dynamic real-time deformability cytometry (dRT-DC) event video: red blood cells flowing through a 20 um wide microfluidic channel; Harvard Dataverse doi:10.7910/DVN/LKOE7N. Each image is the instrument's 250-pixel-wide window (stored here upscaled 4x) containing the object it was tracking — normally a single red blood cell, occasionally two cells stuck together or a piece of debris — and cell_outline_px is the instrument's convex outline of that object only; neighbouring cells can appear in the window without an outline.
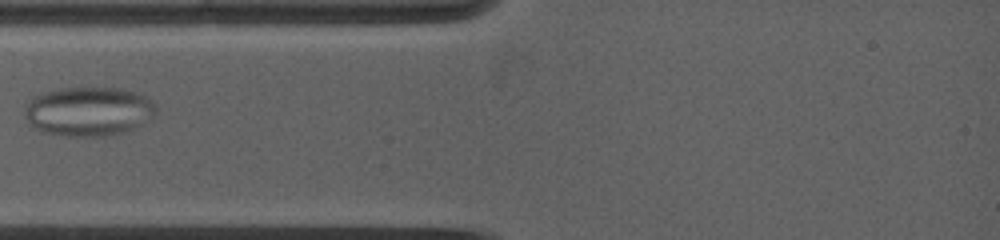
{"species": "common noctule bat (a hibernating species)", "species_latin": "Nyctalus noctula", "temperature_condition": "warm", "stored_images_in_passage": 10, "camera_frame_rate_fps": 5000, "um_per_image_px": 0.085, "animal": {"sex": "female", "body_mass_g": 19.0, "forearm_length_mm": 53.3}, "frame": {"image": 1, "passage_image": 1, "time_ms": 0.0, "image_size_px": [1000, 240], "cell_outline_px": [[156, 108], [152, 116], [140, 124], [124, 132], [104, 136], [64, 136], [40, 132], [32, 128], [24, 116], [24, 112], [32, 96], [40, 92], [60, 88], [120, 88], [136, 92], [152, 100], [156, 104]], "centroid_in_image_um": [7.46, 9.46], "position_along_channel_um": 77.5, "area_um2": 37.86}}
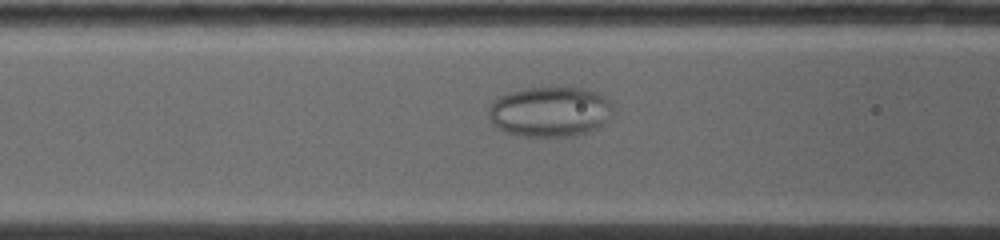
{"frame": {"image": 2, "passage_image": 4, "time_ms": 1.2, "image_size_px": [1000, 240], "cell_outline_px": [[612, 112], [604, 124], [588, 132], [576, 136], [520, 136], [496, 128], [492, 124], [488, 116], [488, 108], [492, 100], [508, 92], [524, 88], [584, 88], [596, 92], [604, 96], [612, 104]], "centroid_in_image_um": [46.71, 9.5], "position_along_channel_um": 119.9, "area_um2": 36.59}}